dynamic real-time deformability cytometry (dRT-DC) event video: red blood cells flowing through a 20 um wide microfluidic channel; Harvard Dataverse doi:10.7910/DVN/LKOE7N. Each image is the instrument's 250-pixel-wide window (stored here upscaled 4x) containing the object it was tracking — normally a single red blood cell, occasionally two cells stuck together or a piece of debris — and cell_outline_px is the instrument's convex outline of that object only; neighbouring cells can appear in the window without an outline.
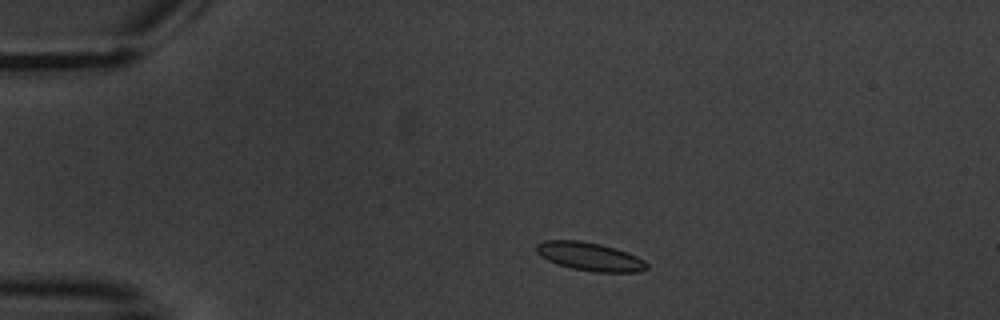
{"species": "common noctule bat (a hibernating species)", "species_latin": "Nyctalus noctula", "temperature_condition": "warm", "stored_images_in_passage": 8, "camera_frame_rate_fps": 3000, "um_per_image_px": 0.085, "animal": {"sex": "male", "body_mass_g": 20.1, "forearm_length_mm": 53.5}, "frame": {"image": 1, "passage_image": 2, "time_ms": 1.0, "image_size_px": [1000, 320], "cell_outline_px": [[648, 268], [636, 272], [592, 272], [572, 268], [556, 264], [540, 256], [536, 252], [536, 244], [544, 240], [580, 240], [600, 244], [616, 248], [628, 252], [644, 260], [648, 264]], "centroid_in_image_um": [50.12, 21.8], "position_along_channel_um": 34.9, "area_um2": 18.38}}
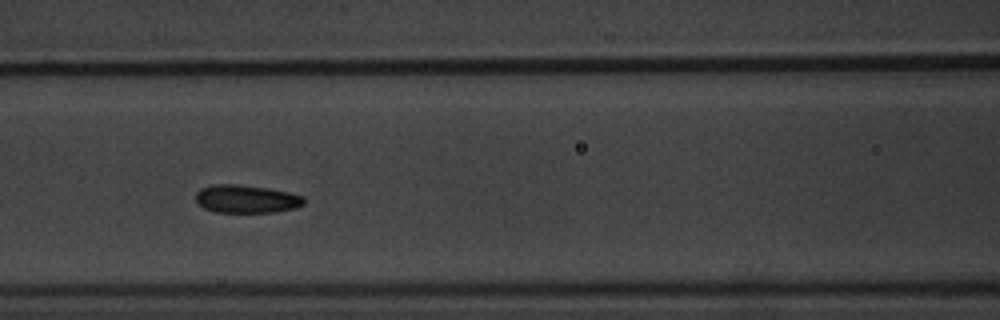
{"frame": {"image": 2, "passage_image": 6, "time_ms": 5.667, "image_size_px": [1000, 320], "cell_outline_px": [[304, 204], [296, 208], [276, 212], [216, 212], [204, 208], [196, 200], [196, 192], [200, 188], [212, 184], [240, 184], [268, 188], [288, 192], [304, 196]], "centroid_in_image_um": [20.95, 16.9], "position_along_channel_um": 145.7, "area_um2": 17.8}}
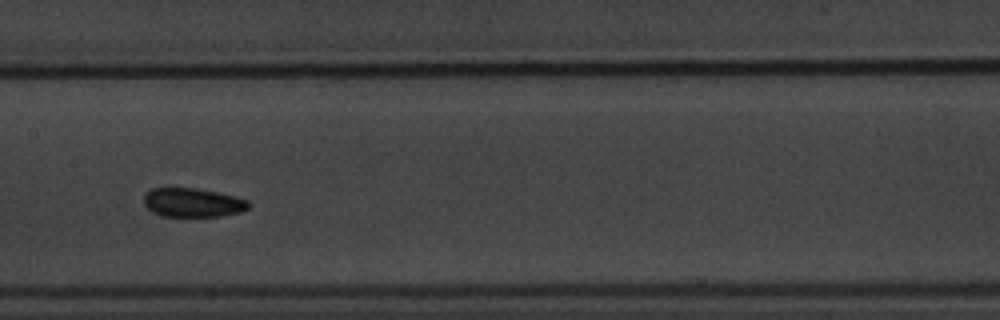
{"frame": {"image": 3, "passage_image": 7, "time_ms": 7.0, "image_size_px": [1000, 320], "cell_outline_px": [[248, 208], [240, 212], [220, 216], [160, 216], [152, 212], [144, 204], [144, 192], [152, 188], [192, 188], [216, 192], [248, 200]], "centroid_in_image_um": [16.32, 17.22], "position_along_channel_um": 191.1, "area_um2": 17.51}}